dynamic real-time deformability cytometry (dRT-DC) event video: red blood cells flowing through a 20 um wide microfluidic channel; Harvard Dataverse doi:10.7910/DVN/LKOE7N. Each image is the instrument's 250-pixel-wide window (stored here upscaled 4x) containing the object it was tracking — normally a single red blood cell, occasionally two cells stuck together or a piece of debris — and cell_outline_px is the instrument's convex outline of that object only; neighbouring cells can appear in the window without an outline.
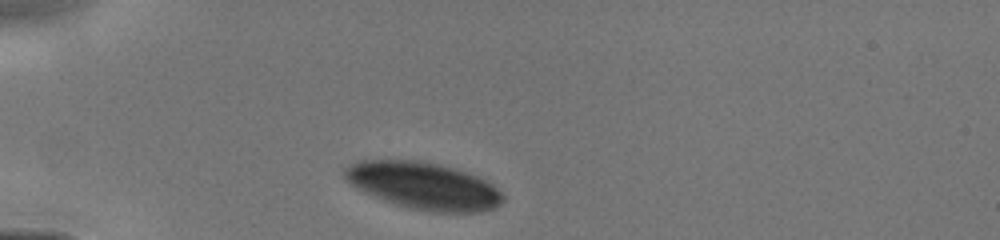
{"species": "human", "species_latin": "Homo sapiens", "temperature_condition": "cold", "stored_images_in_passage": 23, "camera_frame_rate_fps": 3000, "um_per_image_px": 0.085, "donor": {"sex": "male"}, "frame": {"image": 1, "passage_image": 1, "time_ms": 0.0, "image_size_px": [1000, 240], "cell_outline_px": [[504, 200], [496, 208], [484, 212], [432, 212], [412, 208], [396, 204], [372, 196], [356, 188], [344, 176], [344, 168], [348, 164], [360, 160], [412, 160], [436, 164], [452, 168], [476, 176], [492, 184], [504, 196]], "centroid_in_image_um": [36.0, 15.8], "position_along_channel_um": 49.0, "area_um2": 43.12}}
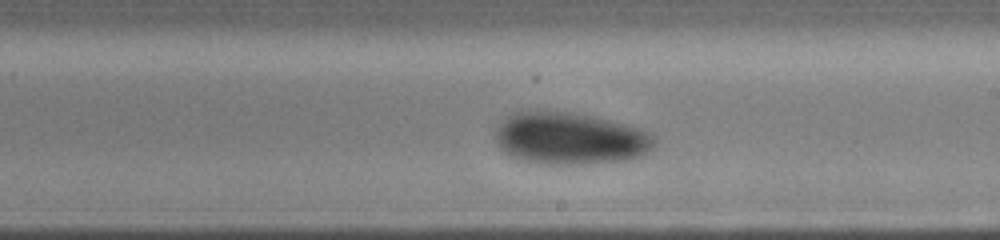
{"frame": {"image": 2, "passage_image": 13, "time_ms": 5.0, "image_size_px": [1000, 240], "cell_outline_px": [[656, 144], [648, 152], [640, 156], [628, 160], [584, 164], [544, 164], [520, 160], [504, 152], [496, 144], [496, 128], [512, 112], [528, 108], [544, 108], [572, 112], [592, 116], [628, 124], [652, 132], [656, 136]], "centroid_in_image_um": [48.45, 11.73], "position_along_channel_um": 240.5, "area_um2": 49.65}}
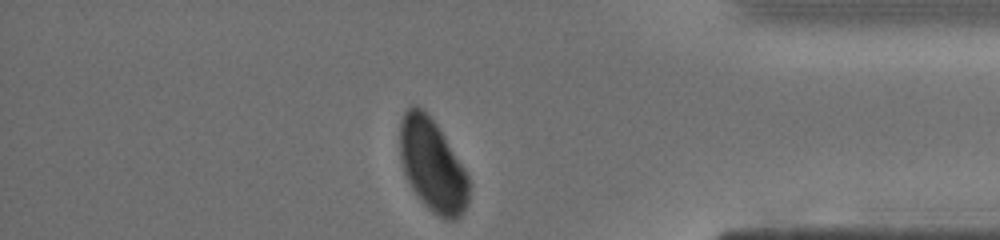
{"frame": {"image": 3, "passage_image": 23, "time_ms": 9.0, "image_size_px": [1000, 240], "cell_outline_px": [[468, 200], [460, 216], [456, 220], [444, 220], [432, 212], [416, 196], [404, 172], [400, 156], [400, 120], [404, 112], [412, 104], [416, 104], [436, 124], [464, 168], [468, 176]], "centroid_in_image_um": [36.73, 14.07], "position_along_channel_um": 398.5, "area_um2": 36.82}}